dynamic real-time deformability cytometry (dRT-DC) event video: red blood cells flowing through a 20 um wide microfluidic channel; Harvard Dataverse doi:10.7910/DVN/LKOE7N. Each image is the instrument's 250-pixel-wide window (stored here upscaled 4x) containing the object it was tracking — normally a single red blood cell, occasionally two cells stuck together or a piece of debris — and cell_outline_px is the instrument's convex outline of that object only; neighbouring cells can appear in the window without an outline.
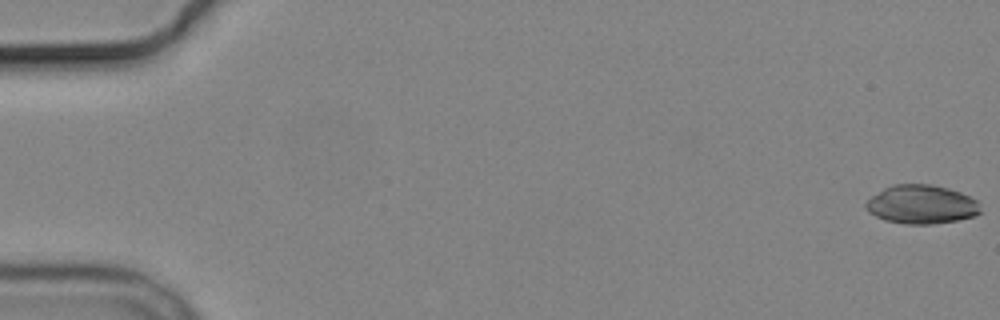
{"species": "common noctule bat (a hibernating species)", "species_latin": "Nyctalus noctula", "temperature_condition": "cold", "stored_images_in_passage": 3, "camera_frame_rate_fps": 3000, "um_per_image_px": 0.085, "animal": {"sex": "male", "body_mass_g": 19.2, "forearm_length_mm": 51.8}, "frame": {"image": 1, "passage_image": 1, "time_ms": 0.0, "image_size_px": [1000, 320], "cell_outline_px": [[980, 212], [976, 216], [956, 220], [932, 224], [904, 224], [884, 220], [868, 212], [864, 208], [864, 204], [872, 196], [884, 188], [892, 184], [932, 184], [948, 188], [960, 192], [976, 200]], "centroid_in_image_um": [78.29, 17.38], "position_along_channel_um": 6.7, "area_um2": 25.89}}